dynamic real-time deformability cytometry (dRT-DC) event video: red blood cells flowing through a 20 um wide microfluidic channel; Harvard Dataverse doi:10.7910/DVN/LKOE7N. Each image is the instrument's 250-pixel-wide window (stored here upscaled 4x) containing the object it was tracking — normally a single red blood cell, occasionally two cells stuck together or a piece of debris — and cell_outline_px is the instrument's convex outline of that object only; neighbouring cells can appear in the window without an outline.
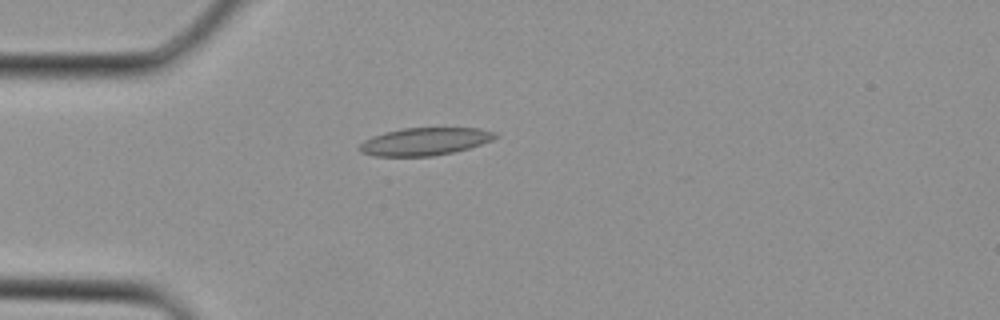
{"species": "Egyptian fruit bat (a non-hibernating species)", "species_latin": "Rousettus aegyptiacus", "temperature_condition": "cold", "stored_images_in_passage": 1, "camera_frame_rate_fps": 3000, "um_per_image_px": 0.085, "animal": {"sex": "female"}, "frame": {"image": 1, "passage_image": 1, "time_ms": 0.0, "image_size_px": [1000, 320], "cell_outline_px": [[500, 136], [492, 140], [468, 148], [452, 152], [432, 156], [372, 156], [360, 152], [356, 148], [364, 140], [372, 136], [384, 132], [404, 128], [480, 128], [496, 132]], "centroid_in_image_um": [36.08, 12.02], "position_along_channel_um": 48.9, "area_um2": 21.96}}